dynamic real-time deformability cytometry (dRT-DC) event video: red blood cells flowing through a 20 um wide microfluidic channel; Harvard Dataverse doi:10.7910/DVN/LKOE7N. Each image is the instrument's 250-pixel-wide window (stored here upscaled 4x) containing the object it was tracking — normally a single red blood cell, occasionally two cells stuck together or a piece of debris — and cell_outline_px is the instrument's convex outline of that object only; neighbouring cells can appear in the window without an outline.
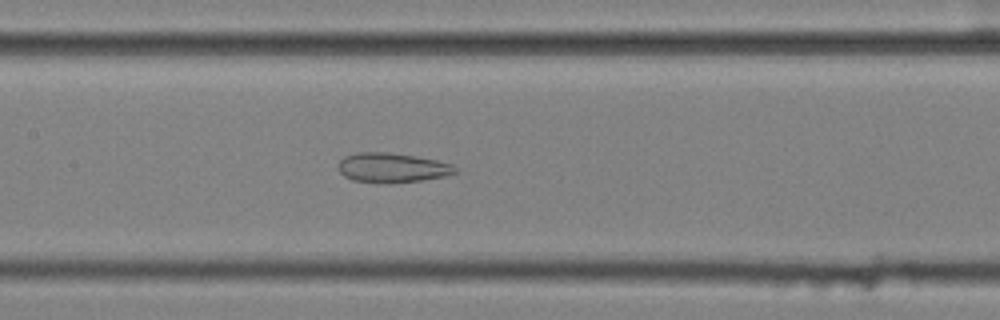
{"species": "common noctule bat (a hibernating species)", "species_latin": "Nyctalus noctula", "temperature_condition": "cold", "stored_images_in_passage": 43, "segment_of_instrument_passage": [2, 2], "camera_frame_rate_fps": 3000, "um_per_image_px": 0.085, "animal": {"sex": "female", "body_mass_g": 25.1}, "frame": {"image": 1, "passage_image": 19, "time_ms": 6.0, "image_size_px": [1000, 320], "cell_outline_px": [[460, 172], [444, 176], [420, 180], [352, 180], [344, 176], [336, 168], [336, 164], [344, 156], [356, 152], [388, 152], [416, 156], [436, 160], [452, 164]], "centroid_in_image_um": [33.31, 14.19], "position_along_channel_um": 174.1, "area_um2": 19.48}}
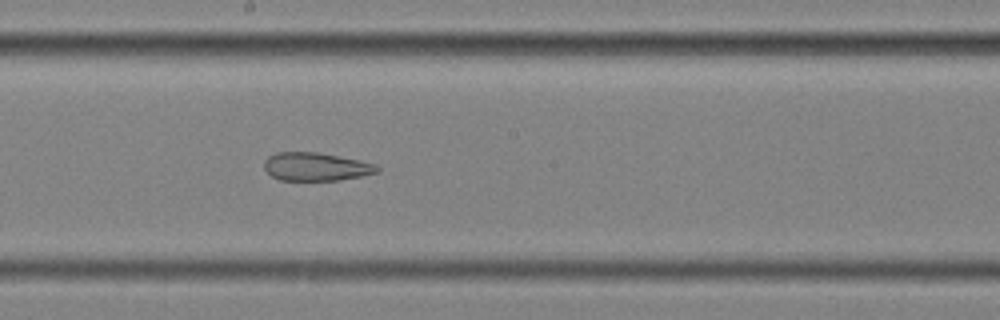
{"frame": {"image": 2, "passage_image": 23, "time_ms": 7.333, "image_size_px": [1000, 320], "cell_outline_px": [[380, 172], [340, 180], [280, 180], [272, 176], [264, 168], [264, 160], [268, 156], [276, 152], [316, 152], [360, 160], [376, 164], [380, 168]], "centroid_in_image_um": [26.86, 14.16], "position_along_channel_um": 221.3, "area_um2": 18.61}}
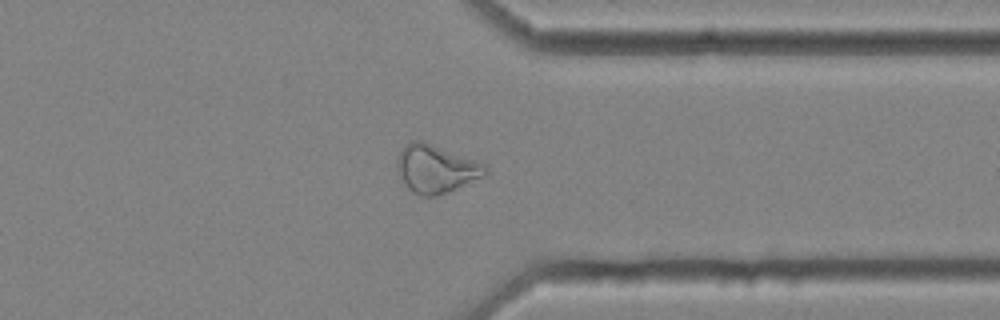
{"frame": {"image": 3, "passage_image": 36, "time_ms": 11.667, "image_size_px": [1000, 320], "cell_outline_px": [[488, 172], [484, 176], [448, 192], [436, 196], [420, 196], [412, 192], [408, 188], [396, 164], [396, 160], [400, 152], [412, 140], [420, 140], [488, 164]], "centroid_in_image_um": [37.11, 14.36], "position_along_channel_um": 374.3, "area_um2": 24.39}}